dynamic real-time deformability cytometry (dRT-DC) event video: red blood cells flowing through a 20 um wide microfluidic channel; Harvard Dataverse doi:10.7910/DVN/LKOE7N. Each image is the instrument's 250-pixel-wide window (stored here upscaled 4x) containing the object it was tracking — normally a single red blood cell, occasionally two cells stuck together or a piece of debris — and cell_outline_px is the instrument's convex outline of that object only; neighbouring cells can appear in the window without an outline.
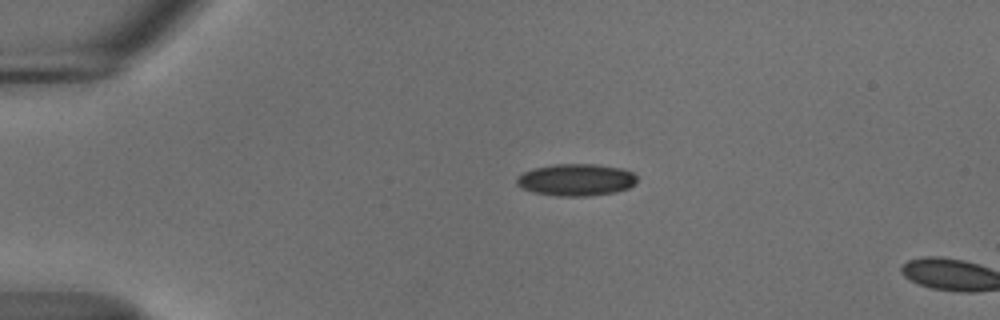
{"species": "common noctule bat (a hibernating species)", "species_latin": "Nyctalus noctula", "temperature_condition": "cold", "stored_images_in_passage": 3, "camera_frame_rate_fps": 3000, "um_per_image_px": 0.085, "animal": {"sex": "male", "body_mass_g": 18.8}, "frame": {"image": 1, "passage_image": 1, "time_ms": 0.0, "image_size_px": [1000, 320], "cell_outline_px": [[636, 184], [628, 188], [616, 192], [588, 196], [556, 196], [532, 192], [520, 188], [516, 184], [516, 180], [524, 172], [536, 168], [552, 164], [596, 164], [620, 168], [632, 172], [636, 176]], "centroid_in_image_um": [48.97, 15.29], "position_along_channel_um": 36.0, "area_um2": 22.48}}